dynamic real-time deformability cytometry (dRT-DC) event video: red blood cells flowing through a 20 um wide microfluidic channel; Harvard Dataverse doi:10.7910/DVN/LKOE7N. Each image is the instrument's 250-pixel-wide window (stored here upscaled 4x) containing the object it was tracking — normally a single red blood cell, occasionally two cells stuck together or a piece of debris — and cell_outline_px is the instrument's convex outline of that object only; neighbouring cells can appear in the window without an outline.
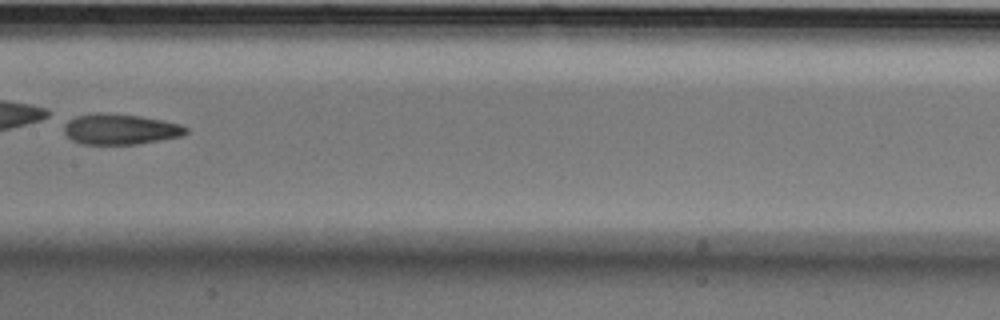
{"species": "Egyptian fruit bat (a non-hibernating species)", "species_latin": "Rousettus aegyptiacus", "temperature_condition": "cold", "stored_images_in_passage": 9, "camera_frame_rate_fps": 3000, "um_per_image_px": 0.085, "animal": {"sex": "male"}, "frame": {"image": 1, "passage_image": 7, "time_ms": 2.0, "image_size_px": [1000, 320], "cell_outline_px": [[188, 132], [180, 136], [136, 144], [84, 144], [72, 140], [64, 132], [64, 124], [68, 120], [76, 116], [96, 112], [104, 112], [140, 116], [164, 120], [180, 124], [188, 128]], "centroid_in_image_um": [10.2, 10.96], "position_along_channel_um": 197.2, "area_um2": 21.73}}
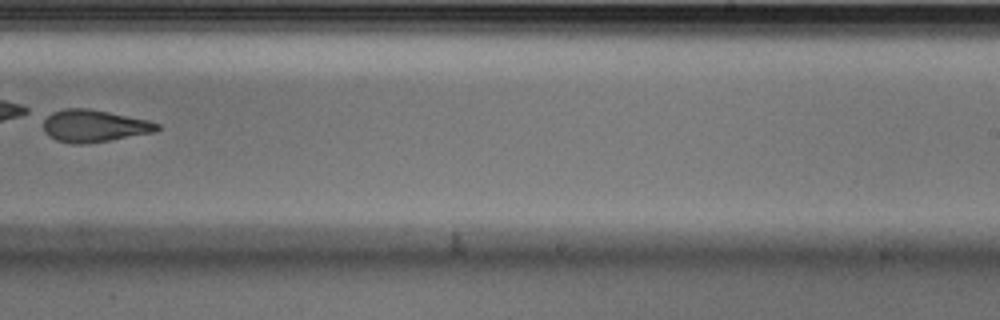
{"frame": {"image": 2, "passage_image": 9, "time_ms": 2.667, "image_size_px": [1000, 320], "cell_outline_px": [[160, 128], [156, 132], [108, 140], [80, 144], [72, 144], [56, 140], [48, 136], [44, 132], [44, 116], [52, 112], [64, 108], [88, 108], [148, 120], [160, 124]], "centroid_in_image_um": [7.97, 10.69], "position_along_channel_um": 281.0, "area_um2": 21.39}}